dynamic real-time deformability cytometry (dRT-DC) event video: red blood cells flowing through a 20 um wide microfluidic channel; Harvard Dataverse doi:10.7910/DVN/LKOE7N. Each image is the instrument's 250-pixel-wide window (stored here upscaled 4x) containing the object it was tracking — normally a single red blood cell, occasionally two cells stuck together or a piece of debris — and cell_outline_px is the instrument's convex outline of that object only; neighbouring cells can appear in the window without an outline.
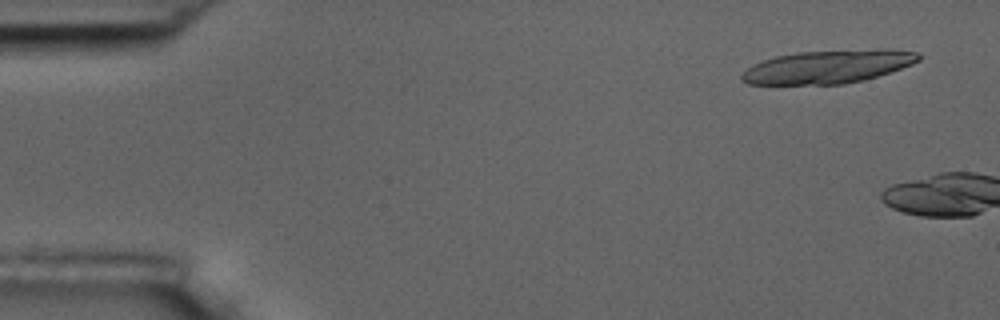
{"species": "common noctule bat (a hibernating species)", "species_latin": "Nyctalus noctula", "temperature_condition": "room temperature", "stored_images_in_passage": 2, "camera_frame_rate_fps": 3000, "um_per_image_px": 0.085, "animal": {"sex": "male", "body_mass_g": 17.5, "forearm_length_mm": 52.3}, "frame": {"image": 1, "passage_image": 1, "time_ms": 0.0, "image_size_px": [1000, 320], "cell_outline_px": [[920, 60], [912, 64], [864, 80], [844, 84], [748, 84], [740, 80], [740, 76], [752, 64], [776, 56], [796, 52], [884, 48], [888, 48], [920, 52]], "centroid_in_image_um": [70.4, 5.65], "position_along_channel_um": 14.6, "area_um2": 34.39}}